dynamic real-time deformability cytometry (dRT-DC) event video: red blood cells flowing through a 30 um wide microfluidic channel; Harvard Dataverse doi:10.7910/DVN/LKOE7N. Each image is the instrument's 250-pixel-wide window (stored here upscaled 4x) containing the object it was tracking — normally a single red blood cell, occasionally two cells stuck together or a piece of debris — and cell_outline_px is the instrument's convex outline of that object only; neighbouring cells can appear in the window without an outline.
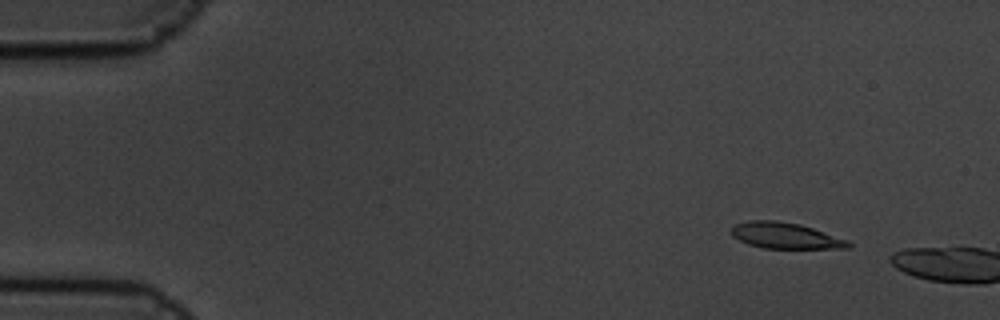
{"species": "common noctule bat (a hibernating species)", "species_latin": "Nyctalus noctula", "temperature_condition": "cold", "stored_images_in_passage": 3, "camera_frame_rate_fps": 3000, "um_per_image_px": 0.085, "animal": {"sex": "male", "body_mass_g": 19.5, "forearm_length_mm": 54.6}, "frame": {"image": 1, "passage_image": 2, "time_ms": 0.333, "image_size_px": [1000, 320], "cell_outline_px": [[852, 248], [764, 248], [748, 244], [732, 236], [732, 228], [736, 224], [748, 220], [776, 220], [800, 224], [848, 240], [852, 244]], "centroid_in_image_um": [66.77, 20.03], "position_along_channel_um": 18.2, "area_um2": 17.63}}